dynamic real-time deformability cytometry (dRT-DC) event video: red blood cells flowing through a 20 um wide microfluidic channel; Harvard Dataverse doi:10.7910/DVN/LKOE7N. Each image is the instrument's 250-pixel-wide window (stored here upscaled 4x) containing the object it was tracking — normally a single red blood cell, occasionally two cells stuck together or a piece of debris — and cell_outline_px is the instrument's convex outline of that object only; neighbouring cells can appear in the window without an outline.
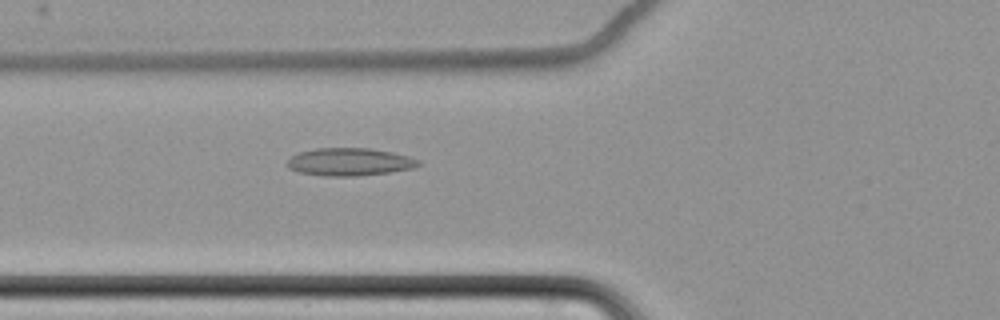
{"species": "common noctule bat (a hibernating species)", "species_latin": "Nyctalus noctula", "temperature_condition": "cold", "stored_images_in_passage": 48, "camera_frame_rate_fps": 3000, "um_per_image_px": 0.085, "animal": {"sex": "female", "body_mass_g": 22.7, "forearm_length_mm": 54.2}, "frame": {"image": 1, "passage_image": 11, "time_ms": 3.333, "image_size_px": [1000, 320], "cell_outline_px": [[420, 164], [412, 168], [388, 172], [356, 176], [324, 176], [296, 172], [288, 168], [288, 160], [292, 156], [300, 152], [316, 148], [368, 148], [392, 152], [408, 156], [420, 160]], "centroid_in_image_um": [29.69, 13.76], "position_along_channel_um": 96.1, "area_um2": 21.1}}
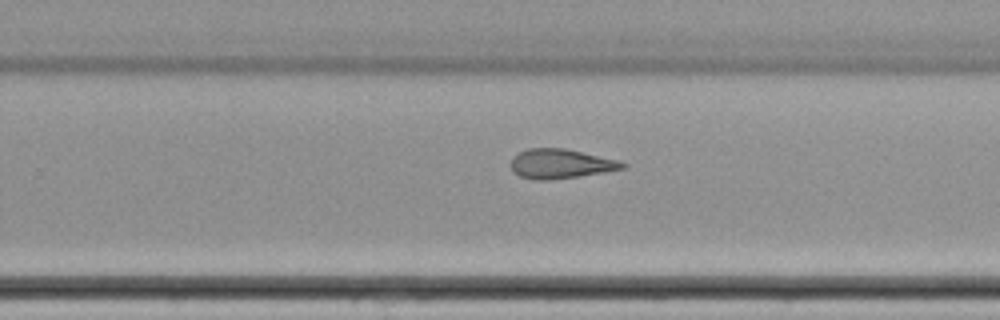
{"frame": {"image": 2, "passage_image": 27, "time_ms": 8.667, "image_size_px": [1000, 320], "cell_outline_px": [[628, 168], [604, 172], [548, 180], [532, 180], [520, 176], [512, 172], [512, 156], [528, 148], [564, 148], [620, 160], [628, 164]], "centroid_in_image_um": [47.68, 13.92], "position_along_channel_um": 282.1, "area_um2": 19.25}}
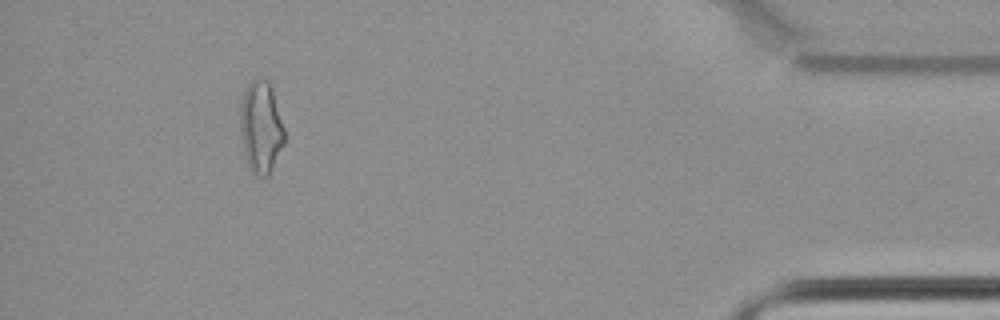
{"frame": {"image": 3, "passage_image": 43, "time_ms": 14.0, "image_size_px": [1000, 320], "cell_outline_px": [[284, 144], [268, 176], [264, 176], [248, 168], [244, 152], [240, 128], [240, 104], [244, 92], [248, 84], [256, 76], [268, 80], [272, 88], [284, 128]], "centroid_in_image_um": [22.17, 10.75], "position_along_channel_um": 413.0, "area_um2": 23.58}}